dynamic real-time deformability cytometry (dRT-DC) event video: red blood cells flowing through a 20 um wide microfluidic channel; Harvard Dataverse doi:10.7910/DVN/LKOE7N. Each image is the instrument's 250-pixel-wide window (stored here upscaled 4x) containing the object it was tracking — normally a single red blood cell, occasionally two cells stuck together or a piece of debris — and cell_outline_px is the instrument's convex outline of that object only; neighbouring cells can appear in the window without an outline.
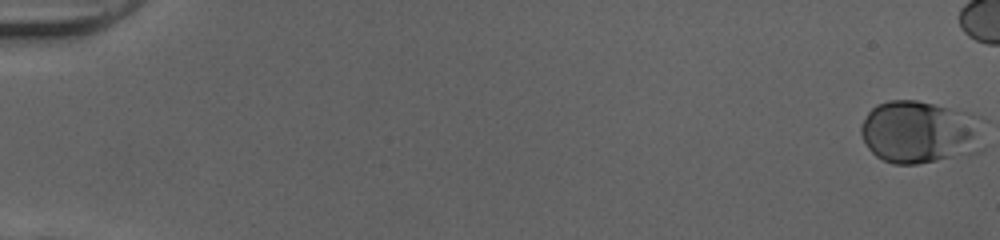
{"species": "human", "species_latin": "Homo sapiens", "temperature_condition": "cold", "stored_images_in_passage": 47, "camera_frame_rate_fps": 3000, "um_per_image_px": 0.085, "donor": {"sex": "female"}, "frame": {"image": 1, "passage_image": 1, "time_ms": 0.0, "image_size_px": [1000, 240], "cell_outline_px": [[984, 148], [980, 152], [916, 164], [892, 164], [876, 156], [868, 148], [860, 132], [860, 128], [868, 112], [876, 104], [888, 100], [916, 100], [968, 112], [976, 116], [980, 120]], "centroid_in_image_um": [78.21, 11.23], "position_along_channel_um": 6.8, "area_um2": 45.26}}
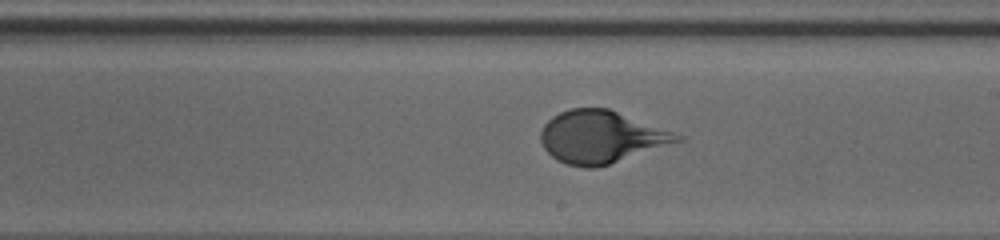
{"frame": {"image": 2, "passage_image": 32, "time_ms": 10.333, "image_size_px": [1000, 240], "cell_outline_px": [[688, 136], [684, 140], [596, 168], [584, 168], [568, 164], [556, 160], [544, 148], [540, 140], [540, 132], [544, 124], [552, 116], [560, 112], [572, 108], [608, 108]], "centroid_in_image_um": [51.12, 11.63], "position_along_channel_um": 237.9, "area_um2": 41.85}}
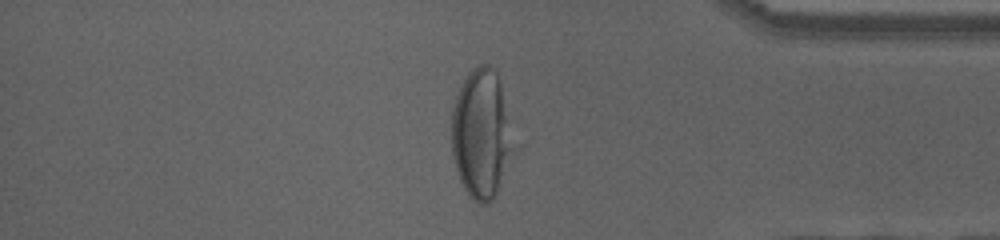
{"frame": {"image": 3, "passage_image": 45, "time_ms": 14.667, "image_size_px": [1000, 240], "cell_outline_px": [[516, 148], [496, 192], [492, 200], [488, 204], [480, 204], [468, 196], [460, 180], [452, 156], [452, 108], [456, 96], [468, 72], [472, 68], [480, 64], [488, 64], [496, 72], [500, 80], [516, 144]], "centroid_in_image_um": [40.94, 11.38], "position_along_channel_um": 394.3, "area_um2": 46.93}}